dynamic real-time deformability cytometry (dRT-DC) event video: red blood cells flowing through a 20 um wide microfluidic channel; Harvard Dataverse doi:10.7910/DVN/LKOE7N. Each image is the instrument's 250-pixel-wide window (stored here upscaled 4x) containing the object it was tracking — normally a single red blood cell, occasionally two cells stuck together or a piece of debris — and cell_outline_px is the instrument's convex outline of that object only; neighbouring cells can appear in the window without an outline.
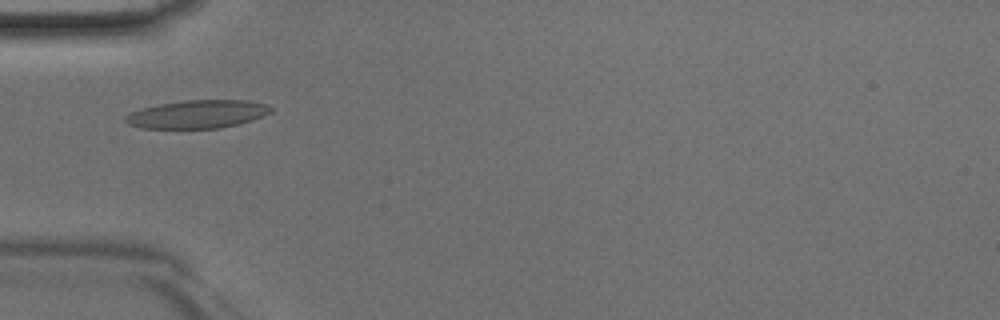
{"species": "Egyptian fruit bat (a non-hibernating species)", "species_latin": "Rousettus aegyptiacus", "temperature_condition": "room temperature", "stored_images_in_passage": 36, "segment_of_instrument_passage": [1, 2], "camera_frame_rate_fps": 3000, "um_per_image_px": 0.085, "animal": {"sex": "male"}, "frame": {"image": 1, "passage_image": 14, "time_ms": 4.333, "image_size_px": [1000, 320], "cell_outline_px": [[272, 112], [264, 116], [252, 120], [220, 128], [140, 128], [128, 124], [124, 120], [124, 116], [128, 112], [140, 108], [160, 104], [184, 100], [248, 100], [264, 104], [272, 108]], "centroid_in_image_um": [16.74, 9.7], "position_along_channel_um": 68.3, "area_um2": 23.93}}
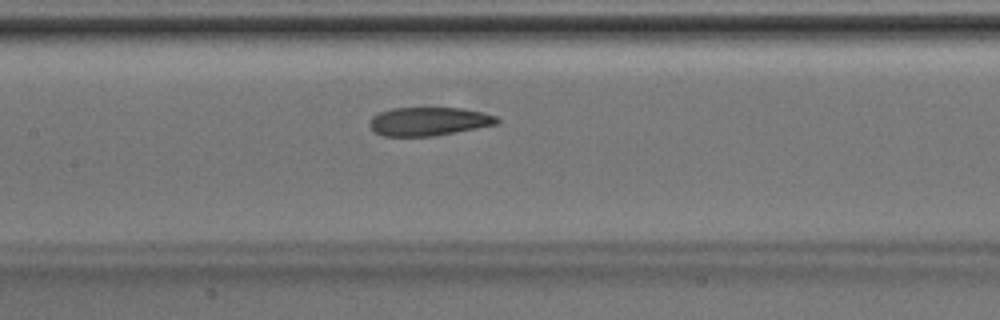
{"frame": {"image": 2, "passage_image": 21, "time_ms": 6.667, "image_size_px": [1000, 320], "cell_outline_px": [[500, 120], [496, 124], [476, 128], [432, 136], [384, 136], [376, 132], [368, 124], [372, 116], [380, 112], [392, 108], [464, 108], [484, 112], [496, 116]], "centroid_in_image_um": [36.44, 10.31], "position_along_channel_um": 171.0, "area_um2": 21.04}}
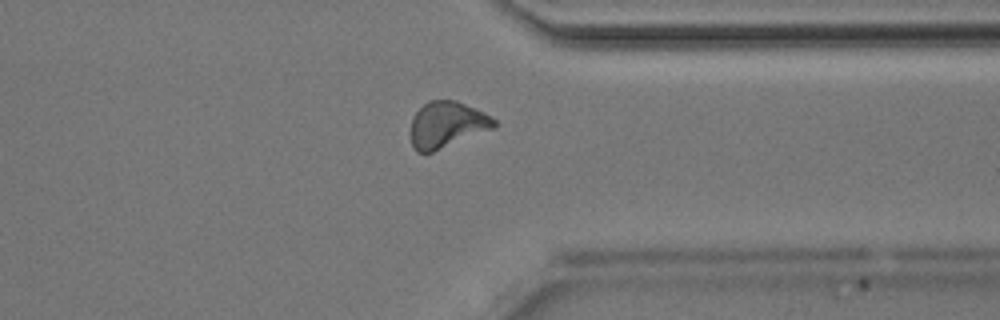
{"frame": {"image": 3, "passage_image": 35, "time_ms": 11.333, "image_size_px": [1000, 320], "cell_outline_px": [[496, 128], [432, 152], [416, 152], [412, 144], [412, 116], [428, 100], [456, 100], [476, 108], [484, 112], [496, 120]], "centroid_in_image_um": [38.02, 10.58], "position_along_channel_um": 373.4, "area_um2": 22.43}}